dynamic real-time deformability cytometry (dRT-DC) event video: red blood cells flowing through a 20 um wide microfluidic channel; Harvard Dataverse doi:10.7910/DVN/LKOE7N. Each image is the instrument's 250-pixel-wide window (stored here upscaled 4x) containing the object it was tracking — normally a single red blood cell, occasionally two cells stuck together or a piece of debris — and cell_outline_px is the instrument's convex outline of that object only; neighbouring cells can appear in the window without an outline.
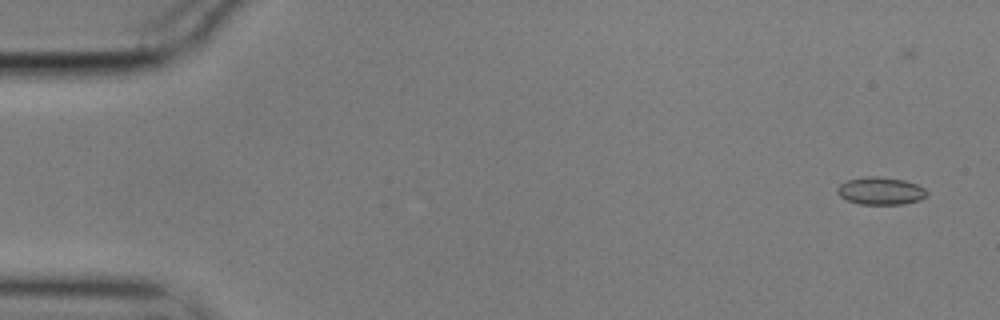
{"species": "common noctule bat (a hibernating species)", "species_latin": "Nyctalus noctula", "temperature_condition": "cold", "stored_images_in_passage": 37, "camera_frame_rate_fps": 3000, "um_per_image_px": 0.085, "animal": {"sex": "male", "body_mass_g": 17.9}, "frame": {"image": 1, "passage_image": 4, "time_ms": 1.0, "image_size_px": [1000, 320], "cell_outline_px": [[928, 192], [920, 200], [900, 204], [860, 204], [848, 200], [840, 196], [836, 192], [836, 188], [840, 184], [848, 180], [868, 176], [872, 176], [904, 180], [916, 184], [924, 188]], "centroid_in_image_um": [74.83, 16.23], "position_along_channel_um": 10.2, "area_um2": 14.16}}
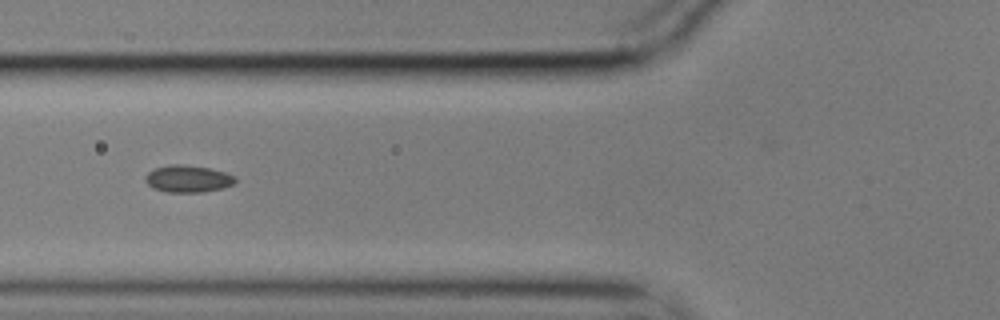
{"frame": {"image": 2, "passage_image": 23, "time_ms": 7.333, "image_size_px": [1000, 320], "cell_outline_px": [[236, 180], [232, 184], [224, 188], [204, 192], [168, 192], [152, 188], [144, 180], [144, 176], [148, 172], [156, 168], [172, 164], [184, 164], [208, 168], [224, 172], [236, 176]], "centroid_in_image_um": [15.96, 15.2], "position_along_channel_um": 109.8, "area_um2": 14.22}}
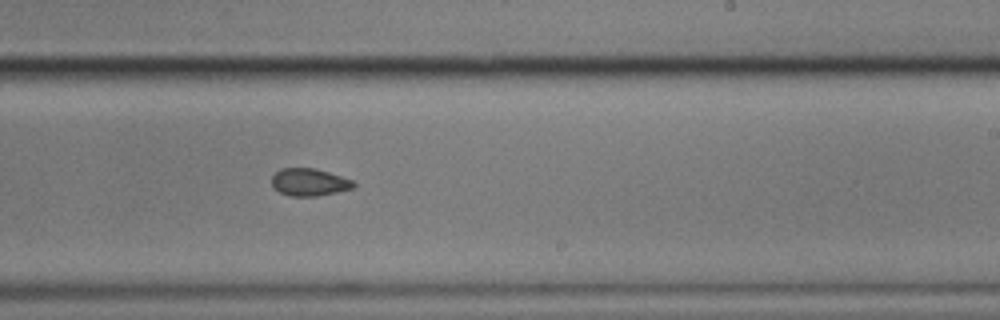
{"frame": {"image": 3, "passage_image": 36, "time_ms": 11.667, "image_size_px": [1000, 320], "cell_outline_px": [[356, 184], [352, 188], [336, 192], [316, 196], [288, 196], [272, 188], [272, 176], [280, 168], [316, 168], [352, 180]], "centroid_in_image_um": [26.25, 15.48], "position_along_channel_um": 262.8, "area_um2": 13.06}}